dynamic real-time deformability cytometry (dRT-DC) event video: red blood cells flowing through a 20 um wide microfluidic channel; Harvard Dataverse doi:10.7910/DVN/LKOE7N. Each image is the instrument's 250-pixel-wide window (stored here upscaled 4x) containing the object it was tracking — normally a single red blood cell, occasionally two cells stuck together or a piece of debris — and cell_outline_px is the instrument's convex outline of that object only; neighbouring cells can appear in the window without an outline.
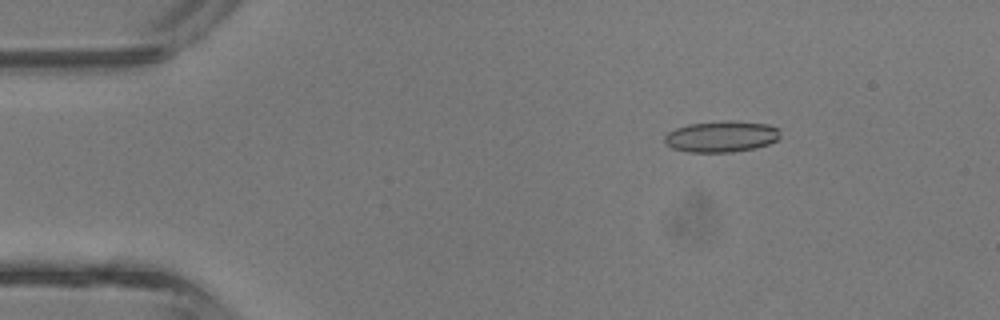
{"species": "common noctule bat (a hibernating species)", "species_latin": "Nyctalus noctula", "temperature_condition": "room temperature", "stored_images_in_passage": 9, "camera_frame_rate_fps": 3000, "um_per_image_px": 0.085, "animal": {"sex": "male", "body_mass_g": 13.3}, "frame": {"image": 1, "passage_image": 3, "time_ms": 0.667, "image_size_px": [1000, 320], "cell_outline_px": [[780, 136], [776, 140], [768, 144], [756, 148], [732, 152], [688, 152], [672, 148], [664, 144], [664, 136], [668, 132], [676, 128], [688, 124], [720, 120], [728, 120], [768, 124], [780, 128]], "centroid_in_image_um": [61.31, 11.6], "position_along_channel_um": 23.7, "area_um2": 21.33}}
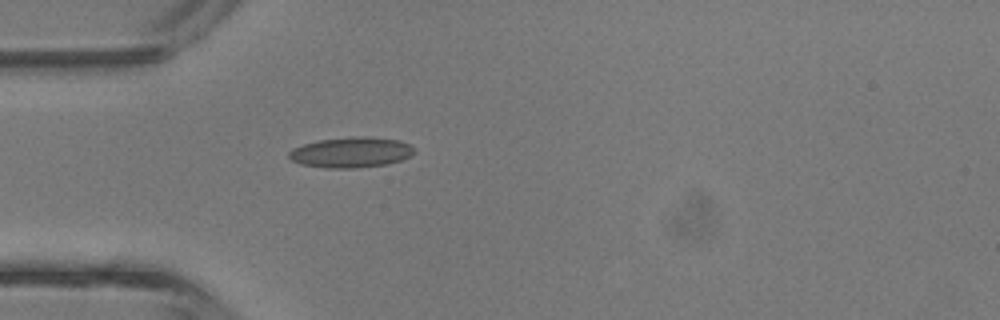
{"frame": {"image": 2, "passage_image": 9, "time_ms": 2.667, "image_size_px": [1000, 320], "cell_outline_px": [[416, 152], [400, 160], [388, 164], [352, 168], [328, 168], [300, 164], [292, 160], [288, 156], [288, 152], [292, 148], [304, 144], [320, 140], [360, 136], [364, 136], [400, 140], [408, 144]], "centroid_in_image_um": [29.82, 12.95], "position_along_channel_um": 55.2, "area_um2": 22.02}}